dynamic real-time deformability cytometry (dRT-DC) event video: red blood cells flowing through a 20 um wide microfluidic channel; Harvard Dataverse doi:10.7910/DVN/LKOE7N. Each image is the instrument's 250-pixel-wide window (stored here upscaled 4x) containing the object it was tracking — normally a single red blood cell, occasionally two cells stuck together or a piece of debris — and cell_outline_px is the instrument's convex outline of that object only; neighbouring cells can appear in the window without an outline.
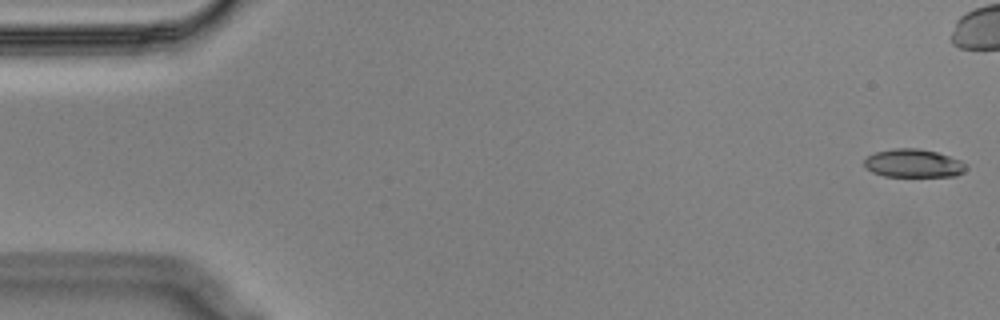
{"species": "Egyptian fruit bat (a non-hibernating species)", "species_latin": "Rousettus aegyptiacus", "temperature_condition": "cold", "stored_images_in_passage": 16, "camera_frame_rate_fps": 3000, "um_per_image_px": 0.085, "animal": {"sex": "male"}, "frame": {"image": 1, "passage_image": 1, "time_ms": 0.0, "image_size_px": [1000, 320], "cell_outline_px": [[968, 168], [964, 172], [956, 176], [884, 176], [872, 172], [864, 168], [864, 160], [868, 156], [876, 152], [896, 148], [920, 148], [936, 152], [960, 160], [968, 164]], "centroid_in_image_um": [77.66, 13.88], "position_along_channel_um": 7.3, "area_um2": 16.88}}